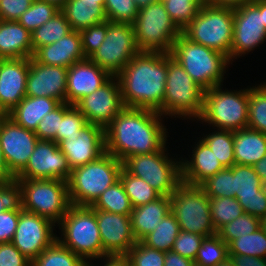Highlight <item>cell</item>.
<instances>
[{
    "instance_id": "1",
    "label": "cell",
    "mask_w": 266,
    "mask_h": 266,
    "mask_svg": "<svg viewBox=\"0 0 266 266\" xmlns=\"http://www.w3.org/2000/svg\"><path fill=\"white\" fill-rule=\"evenodd\" d=\"M162 119L157 111L125 107L105 128V152L123 162L130 155L160 151L168 133Z\"/></svg>"
},
{
    "instance_id": "2",
    "label": "cell",
    "mask_w": 266,
    "mask_h": 266,
    "mask_svg": "<svg viewBox=\"0 0 266 266\" xmlns=\"http://www.w3.org/2000/svg\"><path fill=\"white\" fill-rule=\"evenodd\" d=\"M116 77L126 108L163 112L167 53L139 52Z\"/></svg>"
},
{
    "instance_id": "3",
    "label": "cell",
    "mask_w": 266,
    "mask_h": 266,
    "mask_svg": "<svg viewBox=\"0 0 266 266\" xmlns=\"http://www.w3.org/2000/svg\"><path fill=\"white\" fill-rule=\"evenodd\" d=\"M170 54L205 91L223 85L224 74L231 62L228 56L195 43L182 33L173 43Z\"/></svg>"
},
{
    "instance_id": "4",
    "label": "cell",
    "mask_w": 266,
    "mask_h": 266,
    "mask_svg": "<svg viewBox=\"0 0 266 266\" xmlns=\"http://www.w3.org/2000/svg\"><path fill=\"white\" fill-rule=\"evenodd\" d=\"M122 168L120 160L105 152L97 160L73 169L67 181L71 205L92 206L119 180Z\"/></svg>"
},
{
    "instance_id": "5",
    "label": "cell",
    "mask_w": 266,
    "mask_h": 266,
    "mask_svg": "<svg viewBox=\"0 0 266 266\" xmlns=\"http://www.w3.org/2000/svg\"><path fill=\"white\" fill-rule=\"evenodd\" d=\"M61 237L57 240L81 257L86 263L102 260L103 245L95 209L71 205L58 223ZM89 260V261H88Z\"/></svg>"
},
{
    "instance_id": "6",
    "label": "cell",
    "mask_w": 266,
    "mask_h": 266,
    "mask_svg": "<svg viewBox=\"0 0 266 266\" xmlns=\"http://www.w3.org/2000/svg\"><path fill=\"white\" fill-rule=\"evenodd\" d=\"M204 92L178 61L167 53V78L161 115L164 118H199L203 109Z\"/></svg>"
},
{
    "instance_id": "7",
    "label": "cell",
    "mask_w": 266,
    "mask_h": 266,
    "mask_svg": "<svg viewBox=\"0 0 266 266\" xmlns=\"http://www.w3.org/2000/svg\"><path fill=\"white\" fill-rule=\"evenodd\" d=\"M233 27L232 7L204 3L181 33L189 40L219 51L230 59Z\"/></svg>"
},
{
    "instance_id": "8",
    "label": "cell",
    "mask_w": 266,
    "mask_h": 266,
    "mask_svg": "<svg viewBox=\"0 0 266 266\" xmlns=\"http://www.w3.org/2000/svg\"><path fill=\"white\" fill-rule=\"evenodd\" d=\"M222 85L204 92L203 109L197 121L217 129L236 131L248 126L249 88L222 90Z\"/></svg>"
},
{
    "instance_id": "9",
    "label": "cell",
    "mask_w": 266,
    "mask_h": 266,
    "mask_svg": "<svg viewBox=\"0 0 266 266\" xmlns=\"http://www.w3.org/2000/svg\"><path fill=\"white\" fill-rule=\"evenodd\" d=\"M21 188L22 209L47 218L54 224L71 206L68 185L60 179H16Z\"/></svg>"
},
{
    "instance_id": "10",
    "label": "cell",
    "mask_w": 266,
    "mask_h": 266,
    "mask_svg": "<svg viewBox=\"0 0 266 266\" xmlns=\"http://www.w3.org/2000/svg\"><path fill=\"white\" fill-rule=\"evenodd\" d=\"M133 27L140 52L170 53L173 43L181 34L162 0L140 8Z\"/></svg>"
},
{
    "instance_id": "11",
    "label": "cell",
    "mask_w": 266,
    "mask_h": 266,
    "mask_svg": "<svg viewBox=\"0 0 266 266\" xmlns=\"http://www.w3.org/2000/svg\"><path fill=\"white\" fill-rule=\"evenodd\" d=\"M166 145L158 152L130 155L122 163L131 175L143 179L161 196H170L182 183L181 160L168 157Z\"/></svg>"
},
{
    "instance_id": "12",
    "label": "cell",
    "mask_w": 266,
    "mask_h": 266,
    "mask_svg": "<svg viewBox=\"0 0 266 266\" xmlns=\"http://www.w3.org/2000/svg\"><path fill=\"white\" fill-rule=\"evenodd\" d=\"M171 213L180 230L204 237L216 234L210 214V198L199 186L181 183L170 196Z\"/></svg>"
},
{
    "instance_id": "13",
    "label": "cell",
    "mask_w": 266,
    "mask_h": 266,
    "mask_svg": "<svg viewBox=\"0 0 266 266\" xmlns=\"http://www.w3.org/2000/svg\"><path fill=\"white\" fill-rule=\"evenodd\" d=\"M139 52L133 25L107 20L106 37L89 59L111 76H117Z\"/></svg>"
},
{
    "instance_id": "14",
    "label": "cell",
    "mask_w": 266,
    "mask_h": 266,
    "mask_svg": "<svg viewBox=\"0 0 266 266\" xmlns=\"http://www.w3.org/2000/svg\"><path fill=\"white\" fill-rule=\"evenodd\" d=\"M38 137L8 115L0 116V145L8 171L16 177L27 165Z\"/></svg>"
},
{
    "instance_id": "15",
    "label": "cell",
    "mask_w": 266,
    "mask_h": 266,
    "mask_svg": "<svg viewBox=\"0 0 266 266\" xmlns=\"http://www.w3.org/2000/svg\"><path fill=\"white\" fill-rule=\"evenodd\" d=\"M56 226L47 218L35 213L24 211L19 213L17 228L12 244L31 262L49 247L56 239Z\"/></svg>"
},
{
    "instance_id": "16",
    "label": "cell",
    "mask_w": 266,
    "mask_h": 266,
    "mask_svg": "<svg viewBox=\"0 0 266 266\" xmlns=\"http://www.w3.org/2000/svg\"><path fill=\"white\" fill-rule=\"evenodd\" d=\"M233 38L230 61L245 56L266 40V28L262 13L252 3L233 8Z\"/></svg>"
},
{
    "instance_id": "17",
    "label": "cell",
    "mask_w": 266,
    "mask_h": 266,
    "mask_svg": "<svg viewBox=\"0 0 266 266\" xmlns=\"http://www.w3.org/2000/svg\"><path fill=\"white\" fill-rule=\"evenodd\" d=\"M75 107L84 115L88 124L105 129L125 108L117 77L112 76L103 86L83 97Z\"/></svg>"
},
{
    "instance_id": "18",
    "label": "cell",
    "mask_w": 266,
    "mask_h": 266,
    "mask_svg": "<svg viewBox=\"0 0 266 266\" xmlns=\"http://www.w3.org/2000/svg\"><path fill=\"white\" fill-rule=\"evenodd\" d=\"M71 167L54 141L38 140L26 167L15 179H60L68 181Z\"/></svg>"
},
{
    "instance_id": "19",
    "label": "cell",
    "mask_w": 266,
    "mask_h": 266,
    "mask_svg": "<svg viewBox=\"0 0 266 266\" xmlns=\"http://www.w3.org/2000/svg\"><path fill=\"white\" fill-rule=\"evenodd\" d=\"M103 245V256L127 255L135 245L130 215L95 210Z\"/></svg>"
},
{
    "instance_id": "20",
    "label": "cell",
    "mask_w": 266,
    "mask_h": 266,
    "mask_svg": "<svg viewBox=\"0 0 266 266\" xmlns=\"http://www.w3.org/2000/svg\"><path fill=\"white\" fill-rule=\"evenodd\" d=\"M67 70L66 67L48 66L29 58L26 96L48 97L65 103Z\"/></svg>"
},
{
    "instance_id": "21",
    "label": "cell",
    "mask_w": 266,
    "mask_h": 266,
    "mask_svg": "<svg viewBox=\"0 0 266 266\" xmlns=\"http://www.w3.org/2000/svg\"><path fill=\"white\" fill-rule=\"evenodd\" d=\"M58 146L73 170L97 160L105 153V129L99 125L88 124L77 137L67 138Z\"/></svg>"
},
{
    "instance_id": "22",
    "label": "cell",
    "mask_w": 266,
    "mask_h": 266,
    "mask_svg": "<svg viewBox=\"0 0 266 266\" xmlns=\"http://www.w3.org/2000/svg\"><path fill=\"white\" fill-rule=\"evenodd\" d=\"M29 58L0 59V112L7 115L26 96Z\"/></svg>"
},
{
    "instance_id": "23",
    "label": "cell",
    "mask_w": 266,
    "mask_h": 266,
    "mask_svg": "<svg viewBox=\"0 0 266 266\" xmlns=\"http://www.w3.org/2000/svg\"><path fill=\"white\" fill-rule=\"evenodd\" d=\"M230 168L235 174V198L244 213L259 219L266 217V186L261 182L253 166L234 164Z\"/></svg>"
},
{
    "instance_id": "24",
    "label": "cell",
    "mask_w": 266,
    "mask_h": 266,
    "mask_svg": "<svg viewBox=\"0 0 266 266\" xmlns=\"http://www.w3.org/2000/svg\"><path fill=\"white\" fill-rule=\"evenodd\" d=\"M112 76L89 58L67 70L66 103L76 105L83 97L103 86Z\"/></svg>"
},
{
    "instance_id": "25",
    "label": "cell",
    "mask_w": 266,
    "mask_h": 266,
    "mask_svg": "<svg viewBox=\"0 0 266 266\" xmlns=\"http://www.w3.org/2000/svg\"><path fill=\"white\" fill-rule=\"evenodd\" d=\"M32 57L44 65L66 68L85 60L80 32L71 30L57 42L39 47Z\"/></svg>"
},
{
    "instance_id": "26",
    "label": "cell",
    "mask_w": 266,
    "mask_h": 266,
    "mask_svg": "<svg viewBox=\"0 0 266 266\" xmlns=\"http://www.w3.org/2000/svg\"><path fill=\"white\" fill-rule=\"evenodd\" d=\"M195 145L192 157L181 159V179L185 184L199 186L224 167L202 139L198 140Z\"/></svg>"
},
{
    "instance_id": "27",
    "label": "cell",
    "mask_w": 266,
    "mask_h": 266,
    "mask_svg": "<svg viewBox=\"0 0 266 266\" xmlns=\"http://www.w3.org/2000/svg\"><path fill=\"white\" fill-rule=\"evenodd\" d=\"M31 33L17 21L0 20V59L31 58Z\"/></svg>"
},
{
    "instance_id": "28",
    "label": "cell",
    "mask_w": 266,
    "mask_h": 266,
    "mask_svg": "<svg viewBox=\"0 0 266 266\" xmlns=\"http://www.w3.org/2000/svg\"><path fill=\"white\" fill-rule=\"evenodd\" d=\"M171 211L169 196H160L154 201L133 208L131 212L132 232L137 241L155 230L161 220Z\"/></svg>"
},
{
    "instance_id": "29",
    "label": "cell",
    "mask_w": 266,
    "mask_h": 266,
    "mask_svg": "<svg viewBox=\"0 0 266 266\" xmlns=\"http://www.w3.org/2000/svg\"><path fill=\"white\" fill-rule=\"evenodd\" d=\"M60 104L48 97L25 96L7 115L19 126L35 132L43 117Z\"/></svg>"
},
{
    "instance_id": "30",
    "label": "cell",
    "mask_w": 266,
    "mask_h": 266,
    "mask_svg": "<svg viewBox=\"0 0 266 266\" xmlns=\"http://www.w3.org/2000/svg\"><path fill=\"white\" fill-rule=\"evenodd\" d=\"M235 164L250 165L266 155V134L246 127L233 131Z\"/></svg>"
},
{
    "instance_id": "31",
    "label": "cell",
    "mask_w": 266,
    "mask_h": 266,
    "mask_svg": "<svg viewBox=\"0 0 266 266\" xmlns=\"http://www.w3.org/2000/svg\"><path fill=\"white\" fill-rule=\"evenodd\" d=\"M60 10L69 22L71 30L80 31L107 20L104 8L97 2L67 0Z\"/></svg>"
},
{
    "instance_id": "32",
    "label": "cell",
    "mask_w": 266,
    "mask_h": 266,
    "mask_svg": "<svg viewBox=\"0 0 266 266\" xmlns=\"http://www.w3.org/2000/svg\"><path fill=\"white\" fill-rule=\"evenodd\" d=\"M180 231L177 220L170 212L155 227V230L147 234L141 242L147 247L157 249L158 251L169 252L172 250Z\"/></svg>"
},
{
    "instance_id": "33",
    "label": "cell",
    "mask_w": 266,
    "mask_h": 266,
    "mask_svg": "<svg viewBox=\"0 0 266 266\" xmlns=\"http://www.w3.org/2000/svg\"><path fill=\"white\" fill-rule=\"evenodd\" d=\"M71 31L69 22L60 10L44 25L31 33L32 48L35 52L39 47L57 42Z\"/></svg>"
},
{
    "instance_id": "34",
    "label": "cell",
    "mask_w": 266,
    "mask_h": 266,
    "mask_svg": "<svg viewBox=\"0 0 266 266\" xmlns=\"http://www.w3.org/2000/svg\"><path fill=\"white\" fill-rule=\"evenodd\" d=\"M95 210L131 215L133 206L120 179L107 188L91 206Z\"/></svg>"
},
{
    "instance_id": "35",
    "label": "cell",
    "mask_w": 266,
    "mask_h": 266,
    "mask_svg": "<svg viewBox=\"0 0 266 266\" xmlns=\"http://www.w3.org/2000/svg\"><path fill=\"white\" fill-rule=\"evenodd\" d=\"M31 266H87V263L56 239L37 256Z\"/></svg>"
},
{
    "instance_id": "36",
    "label": "cell",
    "mask_w": 266,
    "mask_h": 266,
    "mask_svg": "<svg viewBox=\"0 0 266 266\" xmlns=\"http://www.w3.org/2000/svg\"><path fill=\"white\" fill-rule=\"evenodd\" d=\"M119 179L124 186L133 208L147 204L161 196L147 182L131 175L124 168L120 171Z\"/></svg>"
},
{
    "instance_id": "37",
    "label": "cell",
    "mask_w": 266,
    "mask_h": 266,
    "mask_svg": "<svg viewBox=\"0 0 266 266\" xmlns=\"http://www.w3.org/2000/svg\"><path fill=\"white\" fill-rule=\"evenodd\" d=\"M201 139L210 147L224 168L235 164L233 131L218 129Z\"/></svg>"
},
{
    "instance_id": "38",
    "label": "cell",
    "mask_w": 266,
    "mask_h": 266,
    "mask_svg": "<svg viewBox=\"0 0 266 266\" xmlns=\"http://www.w3.org/2000/svg\"><path fill=\"white\" fill-rule=\"evenodd\" d=\"M228 255L266 258V232L262 227L252 234L239 236L228 244Z\"/></svg>"
},
{
    "instance_id": "39",
    "label": "cell",
    "mask_w": 266,
    "mask_h": 266,
    "mask_svg": "<svg viewBox=\"0 0 266 266\" xmlns=\"http://www.w3.org/2000/svg\"><path fill=\"white\" fill-rule=\"evenodd\" d=\"M247 127L266 134V82L249 88Z\"/></svg>"
},
{
    "instance_id": "40",
    "label": "cell",
    "mask_w": 266,
    "mask_h": 266,
    "mask_svg": "<svg viewBox=\"0 0 266 266\" xmlns=\"http://www.w3.org/2000/svg\"><path fill=\"white\" fill-rule=\"evenodd\" d=\"M244 213L235 197L210 198V214L216 232Z\"/></svg>"
},
{
    "instance_id": "41",
    "label": "cell",
    "mask_w": 266,
    "mask_h": 266,
    "mask_svg": "<svg viewBox=\"0 0 266 266\" xmlns=\"http://www.w3.org/2000/svg\"><path fill=\"white\" fill-rule=\"evenodd\" d=\"M228 257V245L214 234L204 237L194 263L195 266H214Z\"/></svg>"
},
{
    "instance_id": "42",
    "label": "cell",
    "mask_w": 266,
    "mask_h": 266,
    "mask_svg": "<svg viewBox=\"0 0 266 266\" xmlns=\"http://www.w3.org/2000/svg\"><path fill=\"white\" fill-rule=\"evenodd\" d=\"M199 187L209 198L235 197V174L231 168H224L203 181Z\"/></svg>"
},
{
    "instance_id": "43",
    "label": "cell",
    "mask_w": 266,
    "mask_h": 266,
    "mask_svg": "<svg viewBox=\"0 0 266 266\" xmlns=\"http://www.w3.org/2000/svg\"><path fill=\"white\" fill-rule=\"evenodd\" d=\"M60 11L56 5L43 0H33L31 6L17 20L32 33Z\"/></svg>"
},
{
    "instance_id": "44",
    "label": "cell",
    "mask_w": 266,
    "mask_h": 266,
    "mask_svg": "<svg viewBox=\"0 0 266 266\" xmlns=\"http://www.w3.org/2000/svg\"><path fill=\"white\" fill-rule=\"evenodd\" d=\"M171 20L182 31L199 13L204 0H162Z\"/></svg>"
},
{
    "instance_id": "45",
    "label": "cell",
    "mask_w": 266,
    "mask_h": 266,
    "mask_svg": "<svg viewBox=\"0 0 266 266\" xmlns=\"http://www.w3.org/2000/svg\"><path fill=\"white\" fill-rule=\"evenodd\" d=\"M261 227V219L248 213H243L237 219L224 225L217 231V235L228 245L239 236L252 234Z\"/></svg>"
},
{
    "instance_id": "46",
    "label": "cell",
    "mask_w": 266,
    "mask_h": 266,
    "mask_svg": "<svg viewBox=\"0 0 266 266\" xmlns=\"http://www.w3.org/2000/svg\"><path fill=\"white\" fill-rule=\"evenodd\" d=\"M104 11L111 22L133 25L139 8L133 0H105Z\"/></svg>"
},
{
    "instance_id": "47",
    "label": "cell",
    "mask_w": 266,
    "mask_h": 266,
    "mask_svg": "<svg viewBox=\"0 0 266 266\" xmlns=\"http://www.w3.org/2000/svg\"><path fill=\"white\" fill-rule=\"evenodd\" d=\"M87 125L88 122L84 115L73 105L60 120V126L56 133V144L67 138L77 137Z\"/></svg>"
},
{
    "instance_id": "48",
    "label": "cell",
    "mask_w": 266,
    "mask_h": 266,
    "mask_svg": "<svg viewBox=\"0 0 266 266\" xmlns=\"http://www.w3.org/2000/svg\"><path fill=\"white\" fill-rule=\"evenodd\" d=\"M73 105L68 103H61L56 109L46 114L43 119L39 122L38 127L35 131L39 140L54 141L56 143V133L60 126V120L63 115Z\"/></svg>"
},
{
    "instance_id": "49",
    "label": "cell",
    "mask_w": 266,
    "mask_h": 266,
    "mask_svg": "<svg viewBox=\"0 0 266 266\" xmlns=\"http://www.w3.org/2000/svg\"><path fill=\"white\" fill-rule=\"evenodd\" d=\"M132 266H164L165 252L147 247L137 241L126 255Z\"/></svg>"
},
{
    "instance_id": "50",
    "label": "cell",
    "mask_w": 266,
    "mask_h": 266,
    "mask_svg": "<svg viewBox=\"0 0 266 266\" xmlns=\"http://www.w3.org/2000/svg\"><path fill=\"white\" fill-rule=\"evenodd\" d=\"M81 35L82 50L84 56L89 58L96 50L99 49L106 37L107 20L84 28L79 31Z\"/></svg>"
},
{
    "instance_id": "51",
    "label": "cell",
    "mask_w": 266,
    "mask_h": 266,
    "mask_svg": "<svg viewBox=\"0 0 266 266\" xmlns=\"http://www.w3.org/2000/svg\"><path fill=\"white\" fill-rule=\"evenodd\" d=\"M22 210L21 188L16 179L0 183V213Z\"/></svg>"
},
{
    "instance_id": "52",
    "label": "cell",
    "mask_w": 266,
    "mask_h": 266,
    "mask_svg": "<svg viewBox=\"0 0 266 266\" xmlns=\"http://www.w3.org/2000/svg\"><path fill=\"white\" fill-rule=\"evenodd\" d=\"M203 239L204 236L181 230L177 235L172 251L194 261Z\"/></svg>"
},
{
    "instance_id": "53",
    "label": "cell",
    "mask_w": 266,
    "mask_h": 266,
    "mask_svg": "<svg viewBox=\"0 0 266 266\" xmlns=\"http://www.w3.org/2000/svg\"><path fill=\"white\" fill-rule=\"evenodd\" d=\"M33 0H0V20L17 21Z\"/></svg>"
},
{
    "instance_id": "54",
    "label": "cell",
    "mask_w": 266,
    "mask_h": 266,
    "mask_svg": "<svg viewBox=\"0 0 266 266\" xmlns=\"http://www.w3.org/2000/svg\"><path fill=\"white\" fill-rule=\"evenodd\" d=\"M28 260L11 242L0 243V266H31Z\"/></svg>"
},
{
    "instance_id": "55",
    "label": "cell",
    "mask_w": 266,
    "mask_h": 266,
    "mask_svg": "<svg viewBox=\"0 0 266 266\" xmlns=\"http://www.w3.org/2000/svg\"><path fill=\"white\" fill-rule=\"evenodd\" d=\"M21 210L0 213V243L12 242Z\"/></svg>"
},
{
    "instance_id": "56",
    "label": "cell",
    "mask_w": 266,
    "mask_h": 266,
    "mask_svg": "<svg viewBox=\"0 0 266 266\" xmlns=\"http://www.w3.org/2000/svg\"><path fill=\"white\" fill-rule=\"evenodd\" d=\"M234 266H266V258L245 255H228Z\"/></svg>"
},
{
    "instance_id": "57",
    "label": "cell",
    "mask_w": 266,
    "mask_h": 266,
    "mask_svg": "<svg viewBox=\"0 0 266 266\" xmlns=\"http://www.w3.org/2000/svg\"><path fill=\"white\" fill-rule=\"evenodd\" d=\"M164 266H195L193 260L182 257L180 254L173 252H165Z\"/></svg>"
},
{
    "instance_id": "58",
    "label": "cell",
    "mask_w": 266,
    "mask_h": 266,
    "mask_svg": "<svg viewBox=\"0 0 266 266\" xmlns=\"http://www.w3.org/2000/svg\"><path fill=\"white\" fill-rule=\"evenodd\" d=\"M102 258L103 261H105L104 266H132L129 258L126 255L103 256ZM91 263L92 261L90 263H87V266H94V264Z\"/></svg>"
},
{
    "instance_id": "59",
    "label": "cell",
    "mask_w": 266,
    "mask_h": 266,
    "mask_svg": "<svg viewBox=\"0 0 266 266\" xmlns=\"http://www.w3.org/2000/svg\"><path fill=\"white\" fill-rule=\"evenodd\" d=\"M252 1L253 0H204V3L212 6L236 8Z\"/></svg>"
},
{
    "instance_id": "60",
    "label": "cell",
    "mask_w": 266,
    "mask_h": 266,
    "mask_svg": "<svg viewBox=\"0 0 266 266\" xmlns=\"http://www.w3.org/2000/svg\"><path fill=\"white\" fill-rule=\"evenodd\" d=\"M12 179H15V177L8 171L0 145V183L8 182Z\"/></svg>"
},
{
    "instance_id": "61",
    "label": "cell",
    "mask_w": 266,
    "mask_h": 266,
    "mask_svg": "<svg viewBox=\"0 0 266 266\" xmlns=\"http://www.w3.org/2000/svg\"><path fill=\"white\" fill-rule=\"evenodd\" d=\"M253 168L263 185L266 186V155L260 161L255 163Z\"/></svg>"
},
{
    "instance_id": "62",
    "label": "cell",
    "mask_w": 266,
    "mask_h": 266,
    "mask_svg": "<svg viewBox=\"0 0 266 266\" xmlns=\"http://www.w3.org/2000/svg\"><path fill=\"white\" fill-rule=\"evenodd\" d=\"M252 3L260 10V13H262L263 23L266 28V0H253Z\"/></svg>"
},
{
    "instance_id": "63",
    "label": "cell",
    "mask_w": 266,
    "mask_h": 266,
    "mask_svg": "<svg viewBox=\"0 0 266 266\" xmlns=\"http://www.w3.org/2000/svg\"><path fill=\"white\" fill-rule=\"evenodd\" d=\"M133 1L136 3L137 7L140 9L142 7L148 6L150 3H153L157 0H133Z\"/></svg>"
},
{
    "instance_id": "64",
    "label": "cell",
    "mask_w": 266,
    "mask_h": 266,
    "mask_svg": "<svg viewBox=\"0 0 266 266\" xmlns=\"http://www.w3.org/2000/svg\"><path fill=\"white\" fill-rule=\"evenodd\" d=\"M43 1H47L51 4H54L56 5L58 8H62L64 3L67 1V0H43Z\"/></svg>"
},
{
    "instance_id": "65",
    "label": "cell",
    "mask_w": 266,
    "mask_h": 266,
    "mask_svg": "<svg viewBox=\"0 0 266 266\" xmlns=\"http://www.w3.org/2000/svg\"><path fill=\"white\" fill-rule=\"evenodd\" d=\"M214 266H234V264L232 263V260L230 259V257H228L224 261H222L221 263H218Z\"/></svg>"
},
{
    "instance_id": "66",
    "label": "cell",
    "mask_w": 266,
    "mask_h": 266,
    "mask_svg": "<svg viewBox=\"0 0 266 266\" xmlns=\"http://www.w3.org/2000/svg\"><path fill=\"white\" fill-rule=\"evenodd\" d=\"M85 1H89V2H97L99 3L103 8L105 5V0H85Z\"/></svg>"
},
{
    "instance_id": "67",
    "label": "cell",
    "mask_w": 266,
    "mask_h": 266,
    "mask_svg": "<svg viewBox=\"0 0 266 266\" xmlns=\"http://www.w3.org/2000/svg\"><path fill=\"white\" fill-rule=\"evenodd\" d=\"M261 227L266 232V217L261 219Z\"/></svg>"
}]
</instances>
